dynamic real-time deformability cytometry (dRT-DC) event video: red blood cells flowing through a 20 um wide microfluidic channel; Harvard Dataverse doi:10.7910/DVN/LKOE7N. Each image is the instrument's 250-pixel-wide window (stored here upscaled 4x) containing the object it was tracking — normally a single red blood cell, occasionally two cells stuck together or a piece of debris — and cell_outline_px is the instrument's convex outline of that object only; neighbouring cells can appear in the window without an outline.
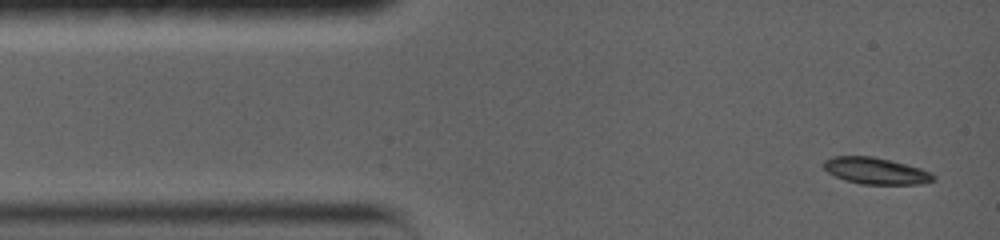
{"species": "common noctule bat (a hibernating species)", "species_latin": "Nyctalus noctula", "temperature_condition": "warm", "stored_images_in_passage": 27, "camera_frame_rate_fps": 5000, "um_per_image_px": 0.085, "animal": {"sex": "female", "body_mass_g": 19.0, "forearm_length_mm": 56.7}, "frame": {"image": 1, "passage_image": 1, "time_ms": 0.0, "image_size_px": [1000, 240], "cell_outline_px": [[936, 180], [920, 184], [860, 184], [844, 180], [828, 172], [824, 168], [824, 160], [832, 156], [872, 156], [920, 168], [932, 172], [936, 176]], "centroid_in_image_um": [74.45, 14.53], "position_along_channel_um": 10.5, "area_um2": 16.94}}
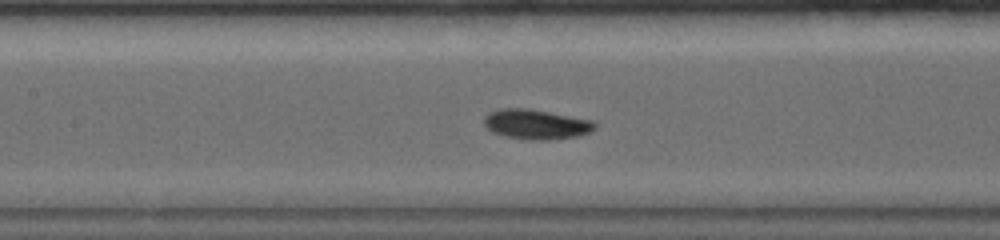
{"frame": {"image": 2, "passage_image": 12, "time_ms": 5.8, "image_size_px": [1000, 240], "cell_outline_px": [[596, 128], [592, 132], [576, 136], [552, 140], [528, 140], [504, 136], [492, 132], [484, 124], [484, 116], [500, 108], [528, 108], [596, 120]], "centroid_in_image_um": [45.63, 10.57], "position_along_channel_um": 161.8, "area_um2": 19.59}}
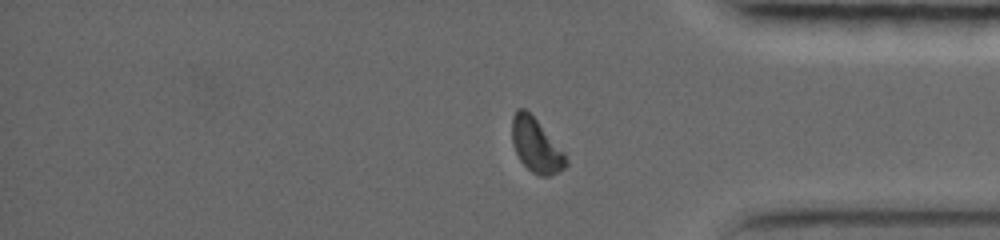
{"frame": {"image": 3, "passage_image": 24, "time_ms": 12.2, "image_size_px": [1000, 240], "cell_outline_px": [[568, 164], [564, 168], [548, 176], [540, 176], [532, 172], [520, 160], [512, 144], [512, 116], [516, 108], [524, 108], [536, 120], [564, 152], [568, 160]], "centroid_in_image_um": [45.55, 12.36], "position_along_channel_um": 389.7, "area_um2": 16.7}, "authors_computed_cell_mechanics": {"area_um2": 18.207, "velocity_mm_per_s": 3.7134, "shape_relaxation_time_tau1_ms": 3.4477, "shape_relaxation_time_tau2_ms": 6.5156, "deformation_change_tau1": 0.1404, "deformation_change_tau2": 0.0555}}